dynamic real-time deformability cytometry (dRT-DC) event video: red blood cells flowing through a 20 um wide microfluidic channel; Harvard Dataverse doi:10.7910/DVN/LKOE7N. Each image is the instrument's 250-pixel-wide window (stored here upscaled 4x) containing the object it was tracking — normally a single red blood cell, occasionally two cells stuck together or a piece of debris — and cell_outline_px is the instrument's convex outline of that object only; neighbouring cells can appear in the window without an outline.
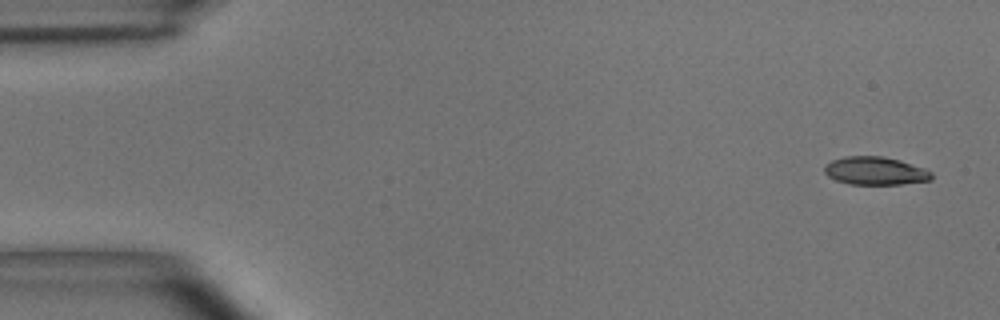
{"species": "common noctule bat (a hibernating species)", "species_latin": "Nyctalus noctula", "temperature_condition": "room temperature", "stored_images_in_passage": 4, "camera_frame_rate_fps": 3000, "um_per_image_px": 0.085, "animal": {"sex": "male", "body_mass_g": 15.6}, "frame": {"image": 1, "passage_image": 1, "time_ms": 0.0, "image_size_px": [1000, 320], "cell_outline_px": [[932, 180], [900, 184], [848, 184], [836, 180], [828, 176], [824, 172], [824, 168], [832, 160], [848, 156], [884, 156], [900, 160], [924, 168], [932, 172]], "centroid_in_image_um": [74.42, 14.52], "position_along_channel_um": 10.6, "area_um2": 17.46}}
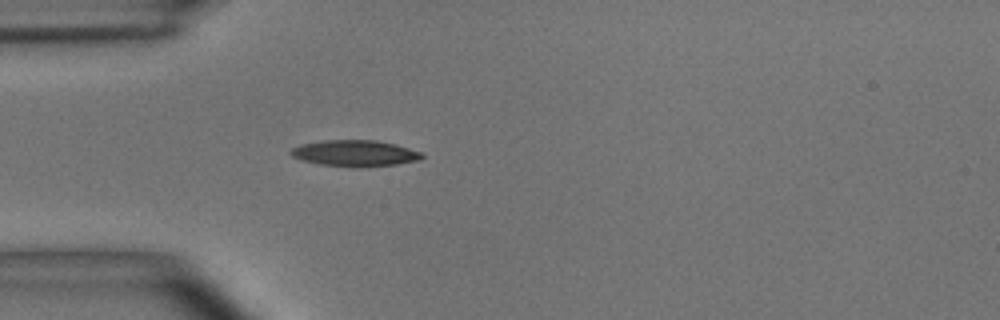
{"frame": {"image": 2, "passage_image": 4, "time_ms": 1.0, "image_size_px": [1000, 320], "cell_outline_px": [[424, 156], [416, 160], [396, 164], [360, 168], [352, 168], [320, 164], [304, 160], [292, 156], [288, 152], [292, 148], [300, 144], [324, 140], [376, 140], [396, 144], [420, 152]], "centroid_in_image_um": [30.13, 13.03], "position_along_channel_um": 54.9, "area_um2": 20.06}}